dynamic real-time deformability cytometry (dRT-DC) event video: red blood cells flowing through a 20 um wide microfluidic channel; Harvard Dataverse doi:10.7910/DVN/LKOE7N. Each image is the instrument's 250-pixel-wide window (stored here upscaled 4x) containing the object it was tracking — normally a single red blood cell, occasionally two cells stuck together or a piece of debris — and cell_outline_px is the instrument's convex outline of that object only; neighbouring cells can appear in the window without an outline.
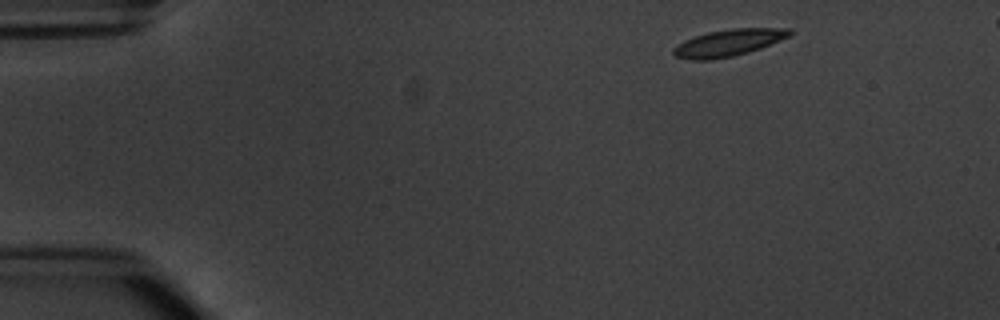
{"species": "common noctule bat (a hibernating species)", "species_latin": "Nyctalus noctula", "temperature_condition": "warm", "stored_images_in_passage": 6, "camera_frame_rate_fps": 3000, "um_per_image_px": 0.085, "animal": {"sex": "male", "body_mass_g": 20.1, "forearm_length_mm": 53.5}, "frame": {"image": 1, "passage_image": 1, "time_ms": 0.0, "image_size_px": [1000, 320], "cell_outline_px": [[792, 32], [788, 36], [760, 48], [748, 52], [732, 56], [712, 60], [692, 60], [676, 56], [672, 52], [672, 48], [684, 40], [708, 32], [732, 28], [792, 28]], "centroid_in_image_um": [61.89, 3.63], "position_along_channel_um": 23.1, "area_um2": 17.98}}
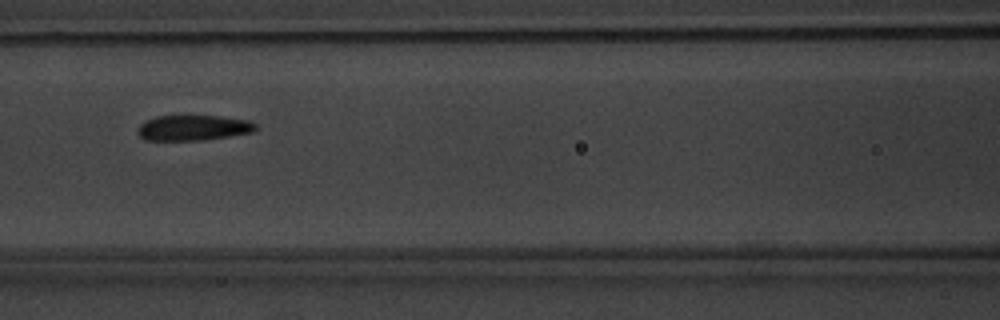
{"frame": {"image": 2, "passage_image": 6, "time_ms": 5.667, "image_size_px": [1000, 320], "cell_outline_px": [[256, 128], [252, 132], [204, 140], [144, 140], [136, 132], [136, 128], [144, 120], [156, 116], [220, 116], [248, 120], [256, 124]], "centroid_in_image_um": [16.36, 10.86], "position_along_channel_um": 150.2, "area_um2": 17.51}}